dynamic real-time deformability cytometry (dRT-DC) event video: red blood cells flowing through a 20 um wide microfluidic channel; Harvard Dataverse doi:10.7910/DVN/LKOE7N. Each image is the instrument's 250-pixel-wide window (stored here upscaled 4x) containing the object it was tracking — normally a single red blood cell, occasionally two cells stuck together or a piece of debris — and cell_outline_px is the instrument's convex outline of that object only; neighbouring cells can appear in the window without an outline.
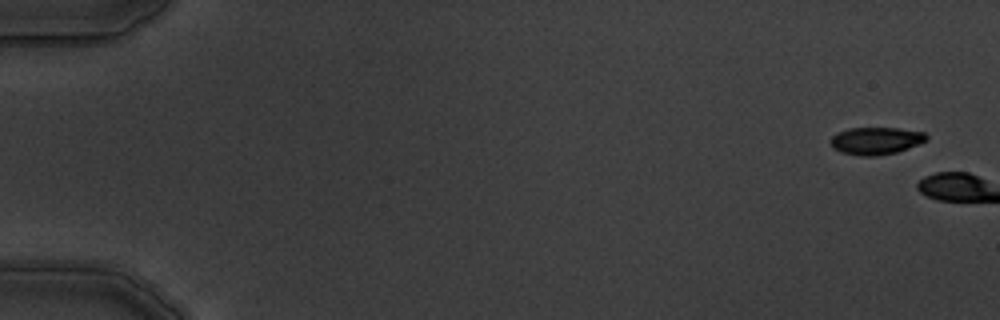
{"species": "common noctule bat (a hibernating species)", "species_latin": "Nyctalus noctula", "temperature_condition": "warm", "stored_images_in_passage": 2, "camera_frame_rate_fps": 3000, "um_per_image_px": 0.085, "animal": {"sex": "male", "body_mass_g": 19.5, "forearm_length_mm": 54.6}, "frame": {"image": 1, "passage_image": 1, "time_ms": 0.0, "image_size_px": [1000, 320], "cell_outline_px": [[928, 140], [908, 148], [896, 152], [876, 156], [860, 156], [840, 152], [832, 148], [832, 136], [836, 132], [848, 128], [896, 128], [924, 132], [928, 136]], "centroid_in_image_um": [74.44, 11.96], "position_along_channel_um": 10.6, "area_um2": 15.32}}